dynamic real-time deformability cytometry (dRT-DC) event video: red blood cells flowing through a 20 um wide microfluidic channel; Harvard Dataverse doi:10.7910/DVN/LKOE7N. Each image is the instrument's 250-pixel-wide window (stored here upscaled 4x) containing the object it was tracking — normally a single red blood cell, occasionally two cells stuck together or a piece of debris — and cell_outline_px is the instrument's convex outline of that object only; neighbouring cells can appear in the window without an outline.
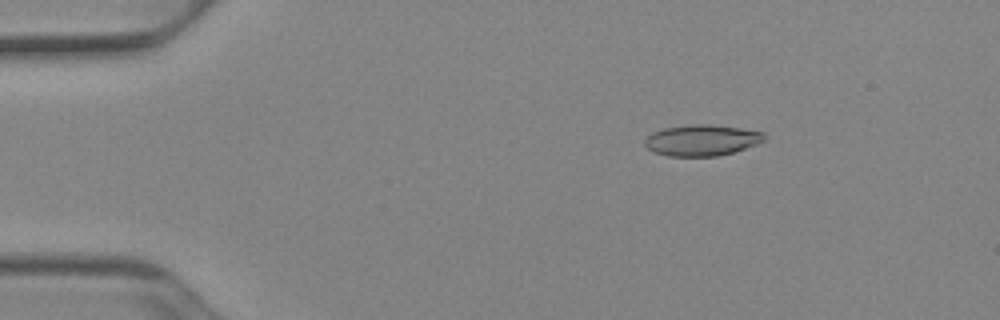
{"species": "Egyptian fruit bat (a non-hibernating species)", "species_latin": "Rousettus aegyptiacus", "temperature_condition": "cold", "stored_images_in_passage": 51, "camera_frame_rate_fps": 3000, "um_per_image_px": 0.085, "animal": {"sex": "female"}, "frame": {"image": 1, "passage_image": 8, "time_ms": 2.333, "image_size_px": [1000, 320], "cell_outline_px": [[764, 140], [760, 144], [732, 152], [716, 156], [668, 156], [656, 152], [648, 148], [644, 144], [644, 140], [652, 132], [664, 128], [688, 124], [708, 124], [740, 128], [764, 132]], "centroid_in_image_um": [59.66, 11.91], "position_along_channel_um": 25.3, "area_um2": 21.62}}
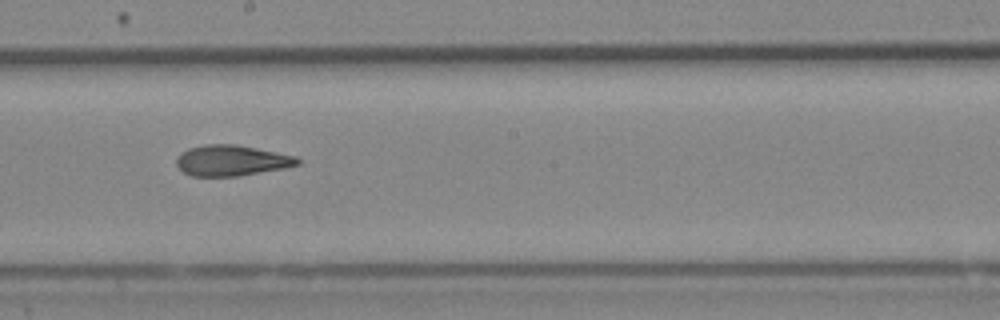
{"frame": {"image": 2, "passage_image": 29, "time_ms": 9.333, "image_size_px": [1000, 320], "cell_outline_px": [[300, 164], [284, 168], [240, 176], [192, 176], [184, 172], [176, 164], [176, 156], [180, 152], [188, 148], [204, 144], [236, 144], [296, 156], [300, 160]], "centroid_in_image_um": [19.66, 13.64], "position_along_channel_um": 228.5, "area_um2": 21.79}}
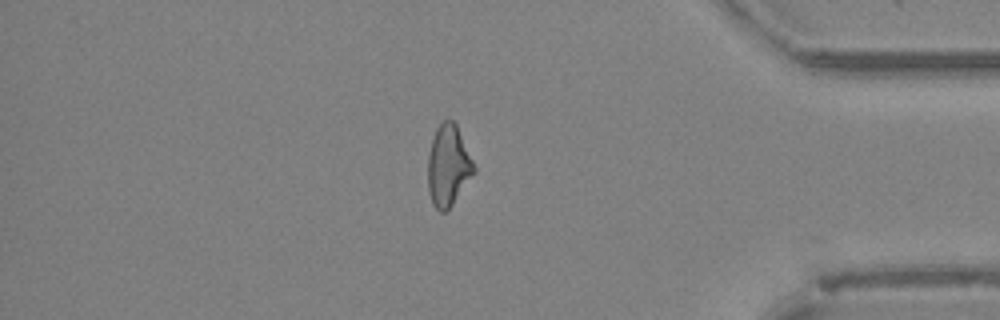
{"frame": {"image": 3, "passage_image": 44, "time_ms": 14.333, "image_size_px": [1000, 320], "cell_outline_px": [[476, 172], [452, 204], [444, 212], [440, 212], [432, 204], [428, 192], [428, 156], [432, 140], [436, 128], [444, 120], [452, 120], [456, 124], [476, 168]], "centroid_in_image_um": [38.1, 14.1], "position_along_channel_um": 397.1, "area_um2": 21.62}, "authors_computed_cell_mechanics": {"area_um2": 21.8484, "velocity_mm_per_s": 3.9426, "shape_relaxation_time_tau1_ms": 11.1066, "shape_relaxation_time_tau2_ms": 3.214, "deformation_change_tau1": 0.2299, "deformation_change_tau2": 0.1177}}